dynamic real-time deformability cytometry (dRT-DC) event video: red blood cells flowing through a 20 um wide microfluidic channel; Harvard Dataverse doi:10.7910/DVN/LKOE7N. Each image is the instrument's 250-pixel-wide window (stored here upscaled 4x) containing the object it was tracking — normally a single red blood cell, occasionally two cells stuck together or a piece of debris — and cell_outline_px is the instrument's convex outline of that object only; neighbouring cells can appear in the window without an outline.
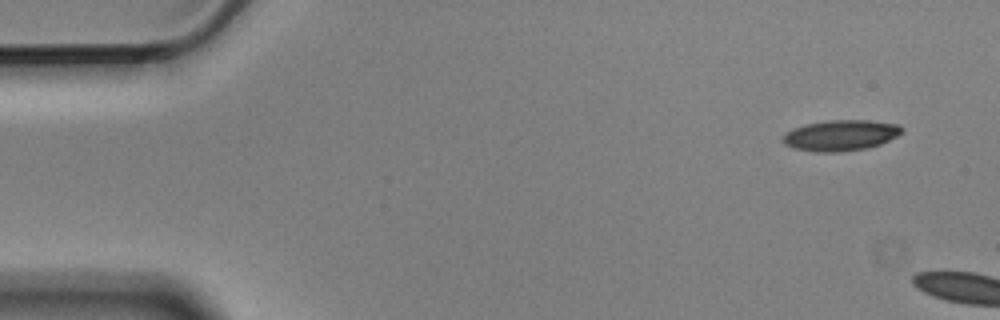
{"species": "Egyptian fruit bat (a non-hibernating species)", "species_latin": "Rousettus aegyptiacus", "temperature_condition": "cold", "stored_images_in_passage": 2, "camera_frame_rate_fps": 3000, "um_per_image_px": 0.085, "animal": {"sex": "male"}, "frame": {"image": 1, "passage_image": 1, "time_ms": 0.0, "image_size_px": [1000, 320], "cell_outline_px": [[900, 132], [896, 136], [880, 144], [864, 148], [840, 152], [816, 152], [796, 148], [784, 144], [780, 140], [784, 132], [792, 128], [804, 124], [828, 120], [868, 120], [896, 124], [900, 128]], "centroid_in_image_um": [71.35, 11.5], "position_along_channel_um": 13.6, "area_um2": 21.21}}